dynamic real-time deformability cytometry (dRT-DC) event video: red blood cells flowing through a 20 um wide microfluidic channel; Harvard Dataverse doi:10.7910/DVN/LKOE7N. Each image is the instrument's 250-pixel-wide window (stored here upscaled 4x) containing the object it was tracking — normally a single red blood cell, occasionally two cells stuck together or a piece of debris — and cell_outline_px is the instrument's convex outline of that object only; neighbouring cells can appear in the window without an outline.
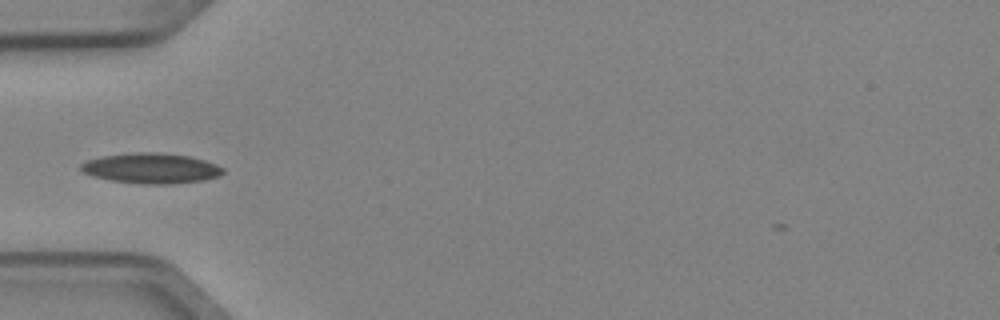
{"species": "Egyptian fruit bat (a non-hibernating species)", "species_latin": "Rousettus aegyptiacus", "temperature_condition": "cold", "stored_images_in_passage": 4, "camera_frame_rate_fps": 3000, "um_per_image_px": 0.085, "animal": {"sex": "female"}, "frame": {"image": 1, "passage_image": 2, "time_ms": 0.333, "image_size_px": [1000, 320], "cell_outline_px": [[224, 172], [220, 176], [204, 180], [168, 184], [140, 184], [112, 180], [92, 176], [84, 172], [80, 168], [80, 164], [88, 160], [100, 156], [132, 152], [160, 152], [192, 156], [216, 164], [224, 168]], "centroid_in_image_um": [12.87, 14.29], "position_along_channel_um": 72.1, "area_um2": 25.32}}
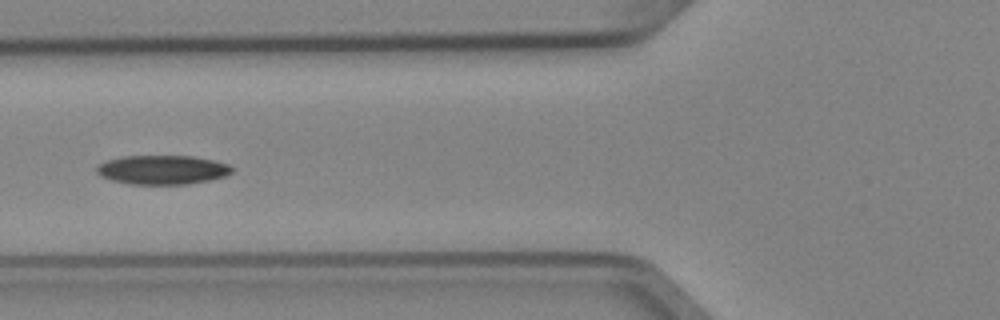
{"frame": {"image": 2, "passage_image": 3, "time_ms": 0.667, "image_size_px": [1000, 320], "cell_outline_px": [[232, 172], [224, 176], [208, 180], [188, 184], [132, 184], [112, 180], [100, 176], [96, 172], [96, 168], [104, 160], [124, 156], [192, 156], [216, 160], [228, 164], [232, 168]], "centroid_in_image_um": [13.79, 14.42], "position_along_channel_um": 112.0, "area_um2": 22.95}}
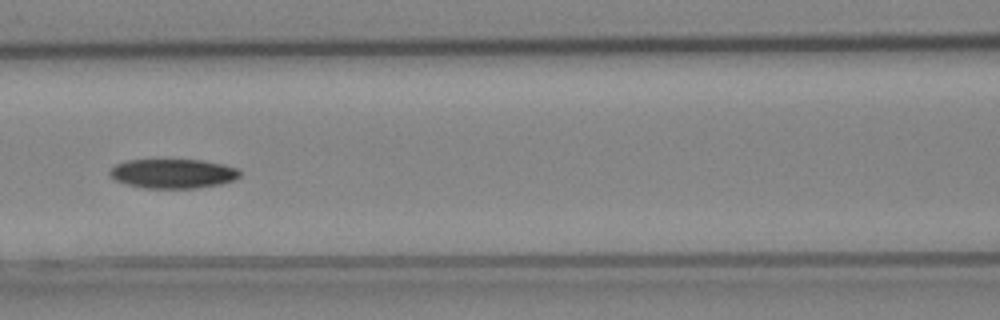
{"frame": {"image": 3, "passage_image": 4, "time_ms": 1.0, "image_size_px": [1000, 320], "cell_outline_px": [[240, 176], [232, 180], [220, 184], [196, 188], [144, 188], [128, 184], [116, 180], [108, 172], [116, 164], [128, 160], [204, 160], [224, 164], [236, 168], [240, 172]], "centroid_in_image_um": [14.72, 14.75], "position_along_channel_um": 151.9, "area_um2": 22.08}}